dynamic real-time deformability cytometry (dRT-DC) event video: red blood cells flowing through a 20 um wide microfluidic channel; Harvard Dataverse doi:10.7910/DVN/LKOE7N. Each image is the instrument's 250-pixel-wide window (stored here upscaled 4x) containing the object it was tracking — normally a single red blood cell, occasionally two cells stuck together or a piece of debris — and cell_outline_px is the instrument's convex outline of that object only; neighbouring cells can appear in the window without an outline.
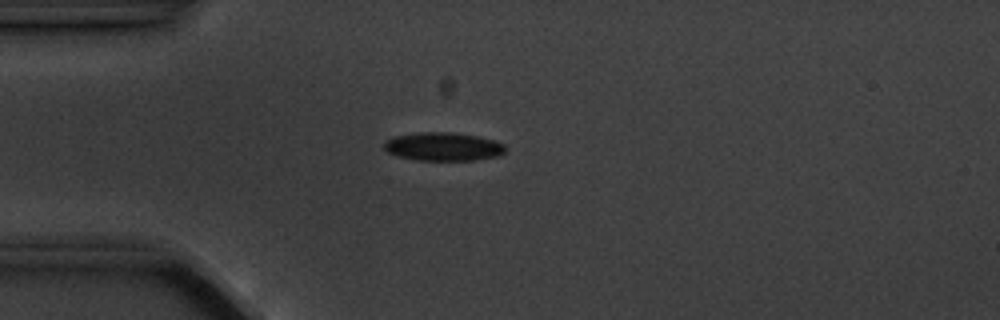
{"species": "common noctule bat (a hibernating species)", "species_latin": "Nyctalus noctula", "temperature_condition": "cold", "stored_images_in_passage": 3, "camera_frame_rate_fps": 3000, "um_per_image_px": 0.085, "animal": {"sex": "male", "body_mass_g": 20.1, "forearm_length_mm": 53.5}, "frame": {"image": 1, "passage_image": 3, "time_ms": 3.0, "image_size_px": [1000, 320], "cell_outline_px": [[508, 148], [504, 152], [496, 156], [472, 160], [416, 160], [400, 156], [388, 152], [384, 148], [384, 140], [392, 136], [416, 132], [452, 132], [476, 136], [492, 140], [504, 144]], "centroid_in_image_um": [37.64, 12.45], "position_along_channel_um": 47.4, "area_um2": 20.06}}